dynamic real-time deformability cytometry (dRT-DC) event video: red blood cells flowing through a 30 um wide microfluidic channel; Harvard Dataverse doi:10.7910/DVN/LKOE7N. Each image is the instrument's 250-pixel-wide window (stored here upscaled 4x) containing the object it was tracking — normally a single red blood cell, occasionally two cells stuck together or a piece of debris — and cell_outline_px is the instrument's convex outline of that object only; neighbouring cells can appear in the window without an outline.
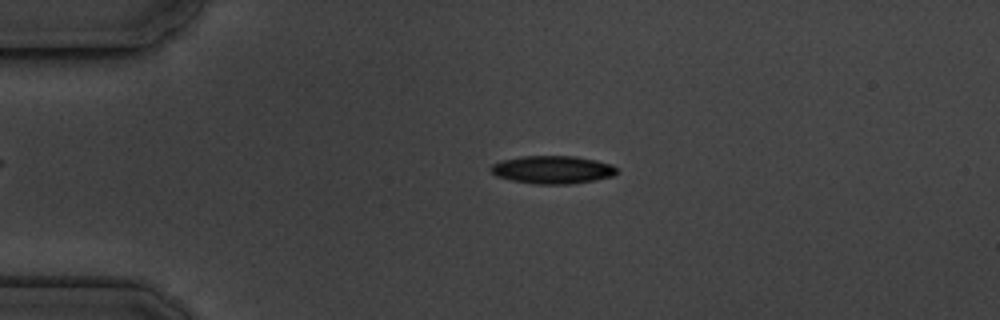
{"species": "common noctule bat (a hibernating species)", "species_latin": "Nyctalus noctula", "temperature_condition": "cold", "stored_images_in_passage": 4, "camera_frame_rate_fps": 3000, "um_per_image_px": 0.085, "animal": {"sex": "male", "body_mass_g": 19.5, "forearm_length_mm": 54.6}, "frame": {"image": 1, "passage_image": 3, "time_ms": 2.333, "image_size_px": [1000, 320], "cell_outline_px": [[616, 172], [612, 176], [596, 180], [568, 184], [536, 184], [512, 180], [496, 176], [488, 168], [492, 164], [500, 160], [520, 156], [576, 156], [596, 160], [612, 164], [616, 168]], "centroid_in_image_um": [46.93, 14.41], "position_along_channel_um": 38.1, "area_um2": 20.58}}